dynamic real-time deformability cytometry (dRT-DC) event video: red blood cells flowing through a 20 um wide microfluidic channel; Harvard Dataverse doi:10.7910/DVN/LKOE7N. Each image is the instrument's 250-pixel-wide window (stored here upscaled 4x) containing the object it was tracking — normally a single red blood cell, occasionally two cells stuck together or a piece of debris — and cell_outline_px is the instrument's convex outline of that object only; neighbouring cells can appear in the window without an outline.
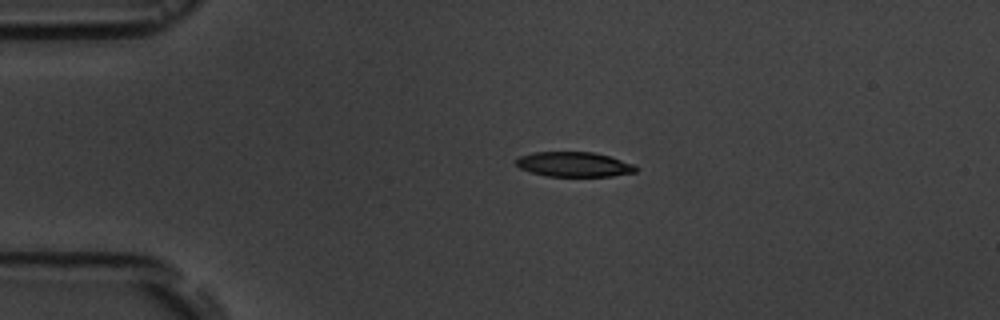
{"species": "common noctule bat (a hibernating species)", "species_latin": "Nyctalus noctula", "temperature_condition": "room temperature", "stored_images_in_passage": 3, "camera_frame_rate_fps": 3000, "um_per_image_px": 0.085, "animal": {"sex": "male", "body_mass_g": 19.5, "forearm_length_mm": 54.6}, "frame": {"image": 1, "passage_image": 2, "time_ms": 1.333, "image_size_px": [1000, 320], "cell_outline_px": [[636, 172], [612, 176], [544, 176], [520, 168], [516, 164], [516, 160], [520, 156], [536, 152], [592, 152], [608, 156], [632, 164], [636, 168]], "centroid_in_image_um": [48.76, 13.97], "position_along_channel_um": 36.2, "area_um2": 17.05}}